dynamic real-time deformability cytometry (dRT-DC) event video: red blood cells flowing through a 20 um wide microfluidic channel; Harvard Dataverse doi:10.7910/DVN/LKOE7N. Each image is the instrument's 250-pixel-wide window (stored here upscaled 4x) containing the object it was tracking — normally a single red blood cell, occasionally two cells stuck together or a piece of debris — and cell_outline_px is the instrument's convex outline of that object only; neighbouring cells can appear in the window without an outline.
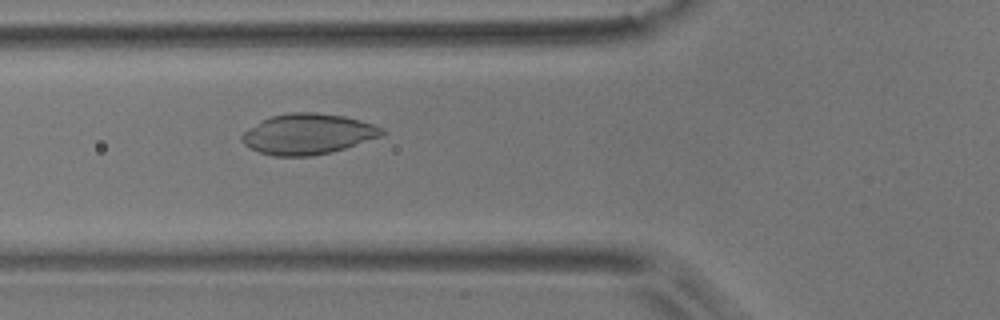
{"species": "common noctule bat (a hibernating species)", "species_latin": "Nyctalus noctula", "temperature_condition": "room temperature", "stored_images_in_passage": 4, "camera_frame_rate_fps": 3000, "um_per_image_px": 0.085, "animal": {"sex": "male", "body_mass_g": 17.9}, "frame": {"image": 1, "passage_image": 4, "time_ms": 1.0, "image_size_px": [1000, 320], "cell_outline_px": [[384, 136], [344, 148], [312, 156], [272, 156], [260, 152], [244, 144], [240, 140], [240, 136], [248, 128], [272, 116], [292, 112], [316, 112], [344, 116], [360, 120], [384, 128]], "centroid_in_image_um": [26.18, 11.39], "position_along_channel_um": 99.6, "area_um2": 32.95}}